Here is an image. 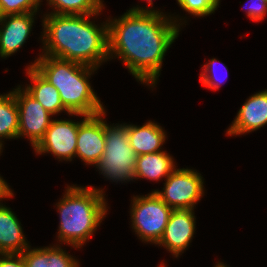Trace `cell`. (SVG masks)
Segmentation results:
<instances>
[{"label":"cell","mask_w":267,"mask_h":267,"mask_svg":"<svg viewBox=\"0 0 267 267\" xmlns=\"http://www.w3.org/2000/svg\"><path fill=\"white\" fill-rule=\"evenodd\" d=\"M169 17L152 8L133 7L120 18L110 19L109 59L118 56L138 81L155 86L164 56L179 35L176 17Z\"/></svg>","instance_id":"1"},{"label":"cell","mask_w":267,"mask_h":267,"mask_svg":"<svg viewBox=\"0 0 267 267\" xmlns=\"http://www.w3.org/2000/svg\"><path fill=\"white\" fill-rule=\"evenodd\" d=\"M96 15L45 14L41 55L99 68L109 58L108 23L98 27L89 20Z\"/></svg>","instance_id":"2"},{"label":"cell","mask_w":267,"mask_h":267,"mask_svg":"<svg viewBox=\"0 0 267 267\" xmlns=\"http://www.w3.org/2000/svg\"><path fill=\"white\" fill-rule=\"evenodd\" d=\"M29 67L57 88L69 115L92 116L104 111L88 80L97 68L48 55H40Z\"/></svg>","instance_id":"3"},{"label":"cell","mask_w":267,"mask_h":267,"mask_svg":"<svg viewBox=\"0 0 267 267\" xmlns=\"http://www.w3.org/2000/svg\"><path fill=\"white\" fill-rule=\"evenodd\" d=\"M58 202L60 242L80 248L93 235L107 214L104 191L90 187L68 186Z\"/></svg>","instance_id":"4"},{"label":"cell","mask_w":267,"mask_h":267,"mask_svg":"<svg viewBox=\"0 0 267 267\" xmlns=\"http://www.w3.org/2000/svg\"><path fill=\"white\" fill-rule=\"evenodd\" d=\"M136 161L137 155L129 143L127 124L109 126L106 122L105 150L95 164L101 174L114 182L133 180Z\"/></svg>","instance_id":"5"},{"label":"cell","mask_w":267,"mask_h":267,"mask_svg":"<svg viewBox=\"0 0 267 267\" xmlns=\"http://www.w3.org/2000/svg\"><path fill=\"white\" fill-rule=\"evenodd\" d=\"M131 207L132 228L145 242L157 244L173 211L152 191L145 196H133Z\"/></svg>","instance_id":"6"},{"label":"cell","mask_w":267,"mask_h":267,"mask_svg":"<svg viewBox=\"0 0 267 267\" xmlns=\"http://www.w3.org/2000/svg\"><path fill=\"white\" fill-rule=\"evenodd\" d=\"M201 174L193 169H175L166 179L163 191L154 192L171 209H192L201 199L204 186Z\"/></svg>","instance_id":"7"},{"label":"cell","mask_w":267,"mask_h":267,"mask_svg":"<svg viewBox=\"0 0 267 267\" xmlns=\"http://www.w3.org/2000/svg\"><path fill=\"white\" fill-rule=\"evenodd\" d=\"M14 96L19 112L18 138L27 137L34 148L49 128L52 115L45 110L41 103L21 89V86L14 89Z\"/></svg>","instance_id":"8"},{"label":"cell","mask_w":267,"mask_h":267,"mask_svg":"<svg viewBox=\"0 0 267 267\" xmlns=\"http://www.w3.org/2000/svg\"><path fill=\"white\" fill-rule=\"evenodd\" d=\"M79 123L72 120H52L43 138L34 147L35 152L51 153L59 161H72L76 153Z\"/></svg>","instance_id":"9"},{"label":"cell","mask_w":267,"mask_h":267,"mask_svg":"<svg viewBox=\"0 0 267 267\" xmlns=\"http://www.w3.org/2000/svg\"><path fill=\"white\" fill-rule=\"evenodd\" d=\"M105 110L86 116L79 123L75 156L87 165H95L105 150Z\"/></svg>","instance_id":"10"},{"label":"cell","mask_w":267,"mask_h":267,"mask_svg":"<svg viewBox=\"0 0 267 267\" xmlns=\"http://www.w3.org/2000/svg\"><path fill=\"white\" fill-rule=\"evenodd\" d=\"M192 209L173 210L163 235L157 245L164 246L175 257L190 244L195 232V216Z\"/></svg>","instance_id":"11"},{"label":"cell","mask_w":267,"mask_h":267,"mask_svg":"<svg viewBox=\"0 0 267 267\" xmlns=\"http://www.w3.org/2000/svg\"><path fill=\"white\" fill-rule=\"evenodd\" d=\"M34 16L35 13L3 16L0 21V57H9L23 46L31 33Z\"/></svg>","instance_id":"12"},{"label":"cell","mask_w":267,"mask_h":267,"mask_svg":"<svg viewBox=\"0 0 267 267\" xmlns=\"http://www.w3.org/2000/svg\"><path fill=\"white\" fill-rule=\"evenodd\" d=\"M267 124V90L258 92L240 107L227 135H241Z\"/></svg>","instance_id":"13"},{"label":"cell","mask_w":267,"mask_h":267,"mask_svg":"<svg viewBox=\"0 0 267 267\" xmlns=\"http://www.w3.org/2000/svg\"><path fill=\"white\" fill-rule=\"evenodd\" d=\"M29 247L20 221L10 208L0 203V254H21Z\"/></svg>","instance_id":"14"},{"label":"cell","mask_w":267,"mask_h":267,"mask_svg":"<svg viewBox=\"0 0 267 267\" xmlns=\"http://www.w3.org/2000/svg\"><path fill=\"white\" fill-rule=\"evenodd\" d=\"M130 146L135 154L143 155L160 152L166 140V133L160 125L149 121L143 126L127 125Z\"/></svg>","instance_id":"15"},{"label":"cell","mask_w":267,"mask_h":267,"mask_svg":"<svg viewBox=\"0 0 267 267\" xmlns=\"http://www.w3.org/2000/svg\"><path fill=\"white\" fill-rule=\"evenodd\" d=\"M27 75L33 84L23 89L41 103L47 112L51 115L59 114L62 111L67 112L55 86L46 80L34 67L28 66Z\"/></svg>","instance_id":"16"},{"label":"cell","mask_w":267,"mask_h":267,"mask_svg":"<svg viewBox=\"0 0 267 267\" xmlns=\"http://www.w3.org/2000/svg\"><path fill=\"white\" fill-rule=\"evenodd\" d=\"M173 157L165 151L148 153L137 156L135 179L146 178L150 181H159L167 178L175 169Z\"/></svg>","instance_id":"17"},{"label":"cell","mask_w":267,"mask_h":267,"mask_svg":"<svg viewBox=\"0 0 267 267\" xmlns=\"http://www.w3.org/2000/svg\"><path fill=\"white\" fill-rule=\"evenodd\" d=\"M19 112L14 91L0 95V150L2 138H18Z\"/></svg>","instance_id":"18"},{"label":"cell","mask_w":267,"mask_h":267,"mask_svg":"<svg viewBox=\"0 0 267 267\" xmlns=\"http://www.w3.org/2000/svg\"><path fill=\"white\" fill-rule=\"evenodd\" d=\"M56 9L50 14L57 15H95L103 8L102 0H47Z\"/></svg>","instance_id":"19"},{"label":"cell","mask_w":267,"mask_h":267,"mask_svg":"<svg viewBox=\"0 0 267 267\" xmlns=\"http://www.w3.org/2000/svg\"><path fill=\"white\" fill-rule=\"evenodd\" d=\"M42 0H0L3 15L37 13Z\"/></svg>","instance_id":"20"},{"label":"cell","mask_w":267,"mask_h":267,"mask_svg":"<svg viewBox=\"0 0 267 267\" xmlns=\"http://www.w3.org/2000/svg\"><path fill=\"white\" fill-rule=\"evenodd\" d=\"M179 6L193 16H207L219 6L220 0H177Z\"/></svg>","instance_id":"21"},{"label":"cell","mask_w":267,"mask_h":267,"mask_svg":"<svg viewBox=\"0 0 267 267\" xmlns=\"http://www.w3.org/2000/svg\"><path fill=\"white\" fill-rule=\"evenodd\" d=\"M48 267H79V262L76 261L70 254L66 253L61 247H48Z\"/></svg>","instance_id":"22"},{"label":"cell","mask_w":267,"mask_h":267,"mask_svg":"<svg viewBox=\"0 0 267 267\" xmlns=\"http://www.w3.org/2000/svg\"><path fill=\"white\" fill-rule=\"evenodd\" d=\"M217 62L219 63L217 59L215 58L211 59L209 63L203 66V69H202L203 71L200 74V81L202 85L213 90L219 89L221 83L225 79V78L220 79V77L217 78L216 69H215V64H217ZM224 69H227L225 65H224Z\"/></svg>","instance_id":"23"},{"label":"cell","mask_w":267,"mask_h":267,"mask_svg":"<svg viewBox=\"0 0 267 267\" xmlns=\"http://www.w3.org/2000/svg\"><path fill=\"white\" fill-rule=\"evenodd\" d=\"M27 267H48V247L31 249L21 253Z\"/></svg>","instance_id":"24"},{"label":"cell","mask_w":267,"mask_h":267,"mask_svg":"<svg viewBox=\"0 0 267 267\" xmlns=\"http://www.w3.org/2000/svg\"><path fill=\"white\" fill-rule=\"evenodd\" d=\"M246 14L255 22L264 19L267 14V0H251V5L248 6Z\"/></svg>","instance_id":"25"},{"label":"cell","mask_w":267,"mask_h":267,"mask_svg":"<svg viewBox=\"0 0 267 267\" xmlns=\"http://www.w3.org/2000/svg\"><path fill=\"white\" fill-rule=\"evenodd\" d=\"M0 267H27L22 254H0Z\"/></svg>","instance_id":"26"},{"label":"cell","mask_w":267,"mask_h":267,"mask_svg":"<svg viewBox=\"0 0 267 267\" xmlns=\"http://www.w3.org/2000/svg\"><path fill=\"white\" fill-rule=\"evenodd\" d=\"M14 196L12 190L9 188L7 182L0 176V201L1 199L10 198Z\"/></svg>","instance_id":"27"},{"label":"cell","mask_w":267,"mask_h":267,"mask_svg":"<svg viewBox=\"0 0 267 267\" xmlns=\"http://www.w3.org/2000/svg\"><path fill=\"white\" fill-rule=\"evenodd\" d=\"M215 267H227V266L224 265V263L222 264L221 262L220 263L218 262Z\"/></svg>","instance_id":"28"},{"label":"cell","mask_w":267,"mask_h":267,"mask_svg":"<svg viewBox=\"0 0 267 267\" xmlns=\"http://www.w3.org/2000/svg\"><path fill=\"white\" fill-rule=\"evenodd\" d=\"M3 14H2V11H1V8H0V21L3 19Z\"/></svg>","instance_id":"29"},{"label":"cell","mask_w":267,"mask_h":267,"mask_svg":"<svg viewBox=\"0 0 267 267\" xmlns=\"http://www.w3.org/2000/svg\"><path fill=\"white\" fill-rule=\"evenodd\" d=\"M147 1H148V3H149V6H150V5H153L152 0H147Z\"/></svg>","instance_id":"30"},{"label":"cell","mask_w":267,"mask_h":267,"mask_svg":"<svg viewBox=\"0 0 267 267\" xmlns=\"http://www.w3.org/2000/svg\"><path fill=\"white\" fill-rule=\"evenodd\" d=\"M159 267H165V264L163 263V264H161Z\"/></svg>","instance_id":"31"}]
</instances>
